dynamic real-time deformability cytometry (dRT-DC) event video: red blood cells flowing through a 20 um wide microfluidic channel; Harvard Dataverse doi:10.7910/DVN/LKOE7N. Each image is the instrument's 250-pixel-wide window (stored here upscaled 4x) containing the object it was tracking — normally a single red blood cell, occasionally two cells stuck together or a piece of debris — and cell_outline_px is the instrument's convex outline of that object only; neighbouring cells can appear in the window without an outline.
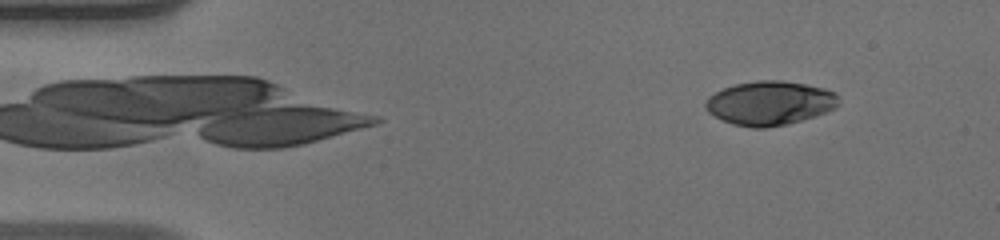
{"species": "human", "species_latin": "Homo sapiens", "temperature_condition": "warm", "stored_images_in_passage": 48, "camera_frame_rate_fps": 3000, "um_per_image_px": 0.085, "donor": {"sex": "male"}, "frame": {"image": 1, "passage_image": 5, "time_ms": 1.333, "image_size_px": [1000, 240], "cell_outline_px": [[836, 108], [816, 116], [788, 124], [764, 128], [752, 128], [732, 124], [708, 112], [704, 108], [704, 104], [708, 96], [724, 88], [736, 84], [756, 80], [780, 80], [804, 84], [824, 88], [836, 92]], "centroid_in_image_um": [65.41, 8.77], "position_along_channel_um": 19.6, "area_um2": 34.1}}
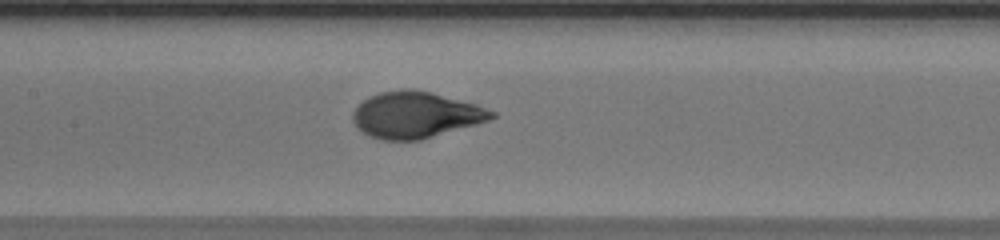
{"frame": {"image": 2, "passage_image": 23, "time_ms": 7.333, "image_size_px": [1000, 240], "cell_outline_px": [[496, 116], [488, 120], [476, 124], [420, 140], [380, 140], [368, 136], [356, 128], [352, 120], [352, 112], [368, 96], [380, 92], [408, 88], [432, 92], [476, 104], [496, 112]], "centroid_in_image_um": [35.29, 9.77], "position_along_channel_um": 172.1, "area_um2": 37.51}}
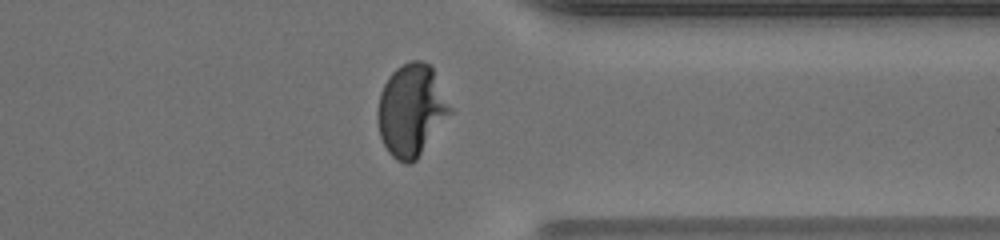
{"frame": {"image": 3, "passage_image": 38, "time_ms": 12.333, "image_size_px": [1000, 240], "cell_outline_px": [[452, 112], [416, 160], [412, 164], [404, 164], [396, 160], [388, 152], [380, 136], [376, 120], [376, 112], [380, 92], [388, 76], [396, 68], [412, 60], [420, 60], [432, 64], [452, 108]], "centroid_in_image_um": [34.96, 9.36], "position_along_channel_um": 376.4, "area_um2": 39.3}, "authors_computed_cell_mechanics": {"area_um2": 36.5007, "velocity_mm_per_s": 4.173, "shape_relaxation_time_tau1_ms": 3.833, "shape_relaxation_time_tau2_ms": null, "deformation_change_tau1": 0.2535, "deformation_change_tau2": null}}